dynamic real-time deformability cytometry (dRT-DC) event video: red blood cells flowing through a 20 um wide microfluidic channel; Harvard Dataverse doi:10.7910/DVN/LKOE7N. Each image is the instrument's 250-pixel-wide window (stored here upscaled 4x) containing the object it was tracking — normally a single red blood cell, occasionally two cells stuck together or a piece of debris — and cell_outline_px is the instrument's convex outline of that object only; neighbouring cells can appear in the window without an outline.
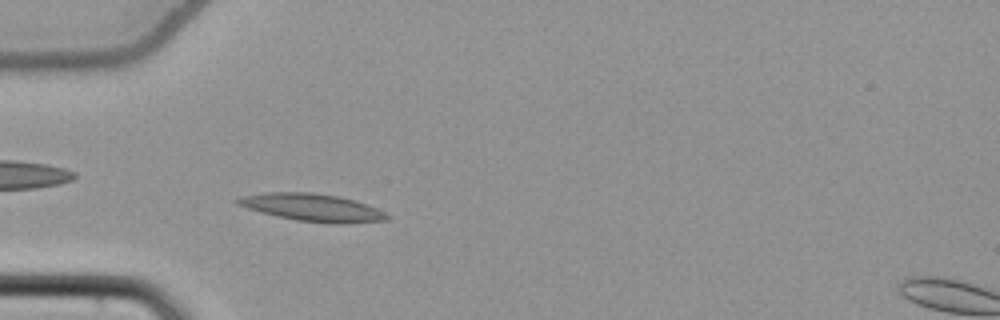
{"species": "common noctule bat (a hibernating species)", "species_latin": "Nyctalus noctula", "temperature_condition": "cold", "stored_images_in_passage": 52, "camera_frame_rate_fps": 3000, "um_per_image_px": 0.085, "animal": {"sex": "female", "body_mass_g": 22.7, "forearm_length_mm": 54.2}, "frame": {"image": 1, "passage_image": 15, "time_ms": 4.667, "image_size_px": [1000, 320], "cell_outline_px": [[388, 220], [348, 224], [332, 224], [296, 220], [260, 212], [236, 204], [232, 200], [240, 196], [264, 192], [312, 192], [336, 196], [356, 200], [376, 208], [384, 212], [388, 216]], "centroid_in_image_um": [26.52, 17.64], "position_along_channel_um": 58.5, "area_um2": 24.16}}
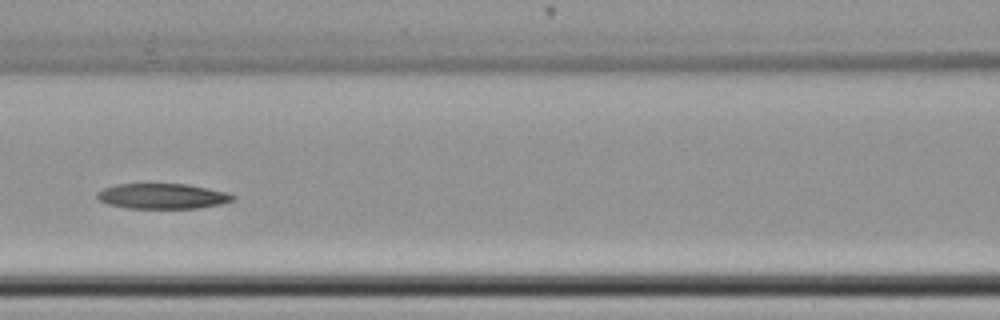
{"frame": {"image": 2, "passage_image": 23, "time_ms": 7.333, "image_size_px": [1000, 320], "cell_outline_px": [[236, 196], [232, 200], [220, 204], [196, 208], [128, 208], [108, 204], [100, 200], [96, 196], [96, 192], [104, 188], [116, 184], [188, 184], [228, 192]], "centroid_in_image_um": [13.8, 16.67], "position_along_channel_um": 152.8, "area_um2": 19.94}}
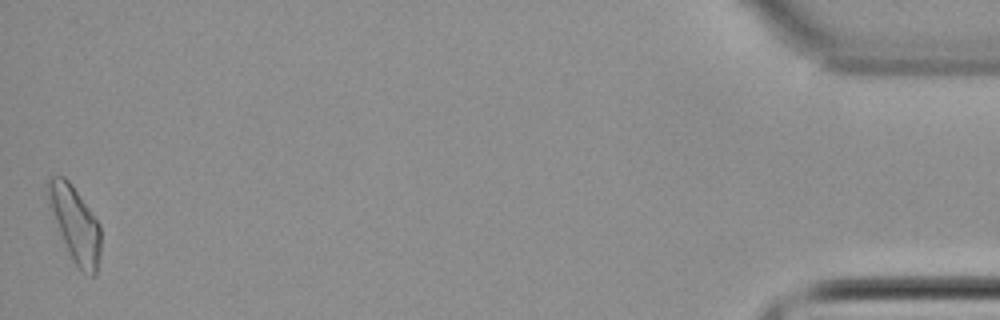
{"frame": {"image": 3, "passage_image": 52, "time_ms": 17.0, "image_size_px": [1000, 320], "cell_outline_px": [[100, 256], [96, 276], [92, 276], [84, 272], [72, 260], [52, 220], [48, 208], [48, 180], [52, 176], [64, 176], [68, 180], [100, 224]], "centroid_in_image_um": [6.36, 19.07], "position_along_channel_um": 428.8, "area_um2": 23.18}}